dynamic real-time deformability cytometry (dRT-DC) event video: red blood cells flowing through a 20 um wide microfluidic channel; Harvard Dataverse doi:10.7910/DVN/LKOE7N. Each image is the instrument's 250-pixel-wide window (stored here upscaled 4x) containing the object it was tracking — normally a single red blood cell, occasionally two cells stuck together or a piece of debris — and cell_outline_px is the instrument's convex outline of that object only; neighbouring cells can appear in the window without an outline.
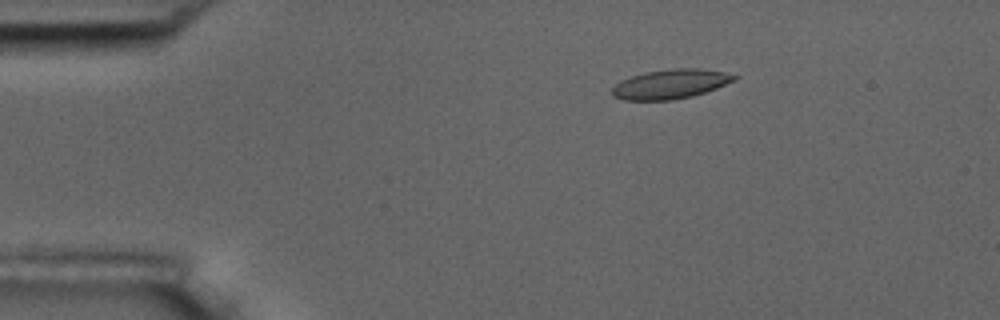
{"species": "common noctule bat (a hibernating species)", "species_latin": "Nyctalus noctula", "temperature_condition": "room temperature", "stored_images_in_passage": 4, "camera_frame_rate_fps": 3000, "um_per_image_px": 0.085, "animal": {"sex": "male", "body_mass_g": 17.5, "forearm_length_mm": 52.3}, "frame": {"image": 1, "passage_image": 3, "time_ms": 0.667, "image_size_px": [1000, 320], "cell_outline_px": [[740, 76], [736, 80], [716, 88], [692, 96], [672, 100], [624, 100], [612, 96], [612, 88], [620, 80], [644, 72], [672, 68], [700, 68], [724, 72]], "centroid_in_image_um": [56.99, 7.14], "position_along_channel_um": 28.0, "area_um2": 21.04}}